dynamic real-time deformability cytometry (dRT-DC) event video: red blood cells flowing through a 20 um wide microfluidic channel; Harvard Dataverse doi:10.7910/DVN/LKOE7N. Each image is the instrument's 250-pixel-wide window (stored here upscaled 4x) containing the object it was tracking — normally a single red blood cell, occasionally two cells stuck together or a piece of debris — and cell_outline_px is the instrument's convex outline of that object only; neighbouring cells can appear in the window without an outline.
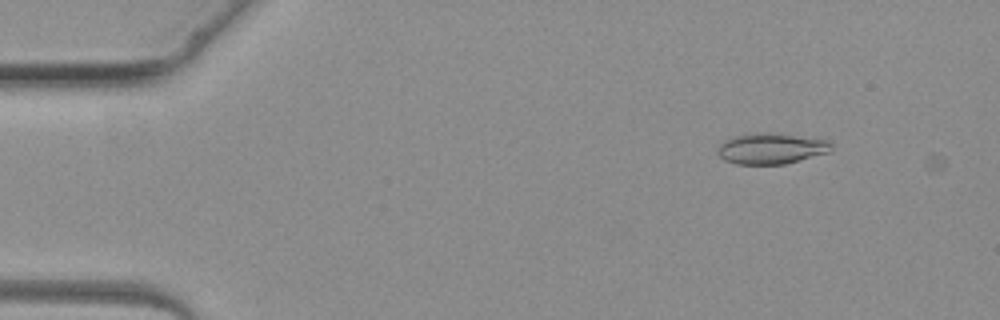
{"species": "common noctule bat (a hibernating species)", "species_latin": "Nyctalus noctula", "temperature_condition": "warm", "stored_images_in_passage": 3, "camera_frame_rate_fps": 3000, "um_per_image_px": 0.085, "animal": {"sex": "female", "body_mass_g": 19.3, "forearm_length_mm": 54.1}, "frame": {"image": 1, "passage_image": 2, "time_ms": 1.333, "image_size_px": [1000, 320], "cell_outline_px": [[832, 148], [828, 152], [784, 164], [736, 164], [724, 160], [716, 152], [720, 144], [724, 140], [736, 136], [756, 132], [764, 132], [828, 140], [832, 144]], "centroid_in_image_um": [65.5, 12.63], "position_along_channel_um": 19.5, "area_um2": 20.17}}